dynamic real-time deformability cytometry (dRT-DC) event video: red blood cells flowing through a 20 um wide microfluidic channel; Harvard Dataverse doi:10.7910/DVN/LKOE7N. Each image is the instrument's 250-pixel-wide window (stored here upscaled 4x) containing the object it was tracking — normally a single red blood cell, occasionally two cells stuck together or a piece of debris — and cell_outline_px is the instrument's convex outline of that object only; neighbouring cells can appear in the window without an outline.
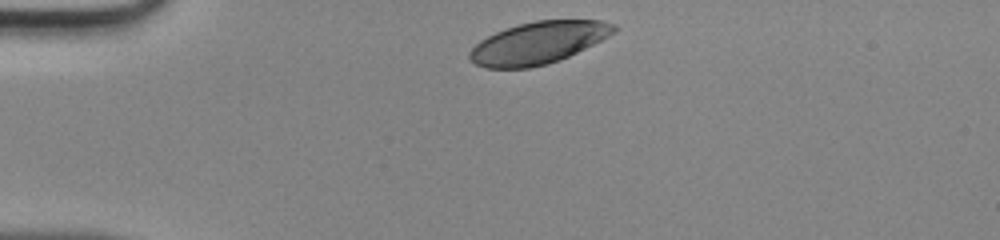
{"species": "human", "species_latin": "Homo sapiens", "temperature_condition": "room temperature", "stored_images_in_passage": 30, "camera_frame_rate_fps": 3000, "um_per_image_px": 0.085, "donor": {"sex": "male"}, "frame": {"image": 1, "passage_image": 1, "time_ms": 0.0, "image_size_px": [1000, 240], "cell_outline_px": [[620, 28], [616, 32], [560, 60], [548, 64], [528, 68], [488, 68], [476, 64], [468, 56], [468, 52], [480, 40], [504, 28], [536, 20], [604, 20], [616, 24]], "centroid_in_image_um": [45.77, 3.63], "position_along_channel_um": 39.2, "area_um2": 35.32}}
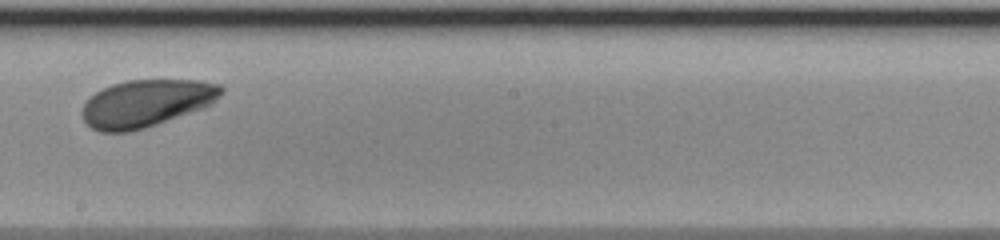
{"frame": {"image": 2, "passage_image": 18, "time_ms": 5.667, "image_size_px": [1000, 240], "cell_outline_px": [[224, 92], [212, 104], [204, 108], [144, 128], [128, 132], [100, 132], [92, 128], [84, 120], [80, 112], [84, 104], [96, 92], [112, 84], [128, 80], [200, 80], [220, 84], [224, 88]], "centroid_in_image_um": [12.46, 8.77], "position_along_channel_um": 235.7, "area_um2": 38.32}}
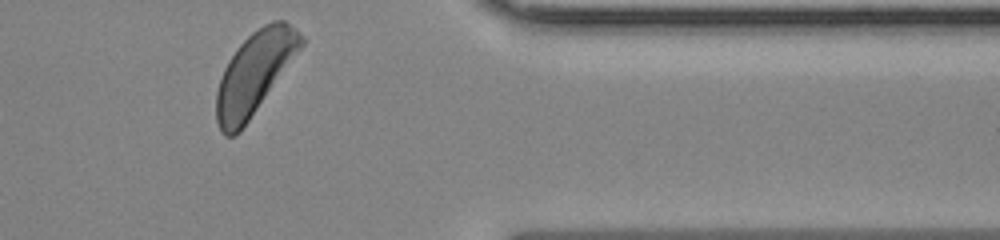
{"frame": {"image": 3, "passage_image": 30, "time_ms": 9.667, "image_size_px": [1000, 240], "cell_outline_px": [[308, 40], [240, 132], [232, 136], [224, 136], [220, 132], [216, 120], [216, 92], [224, 68], [228, 60], [236, 48], [252, 32], [264, 24], [272, 20], [284, 20], [296, 28]], "centroid_in_image_um": [21.66, 6.2], "position_along_channel_um": 389.7, "area_um2": 40.69}}